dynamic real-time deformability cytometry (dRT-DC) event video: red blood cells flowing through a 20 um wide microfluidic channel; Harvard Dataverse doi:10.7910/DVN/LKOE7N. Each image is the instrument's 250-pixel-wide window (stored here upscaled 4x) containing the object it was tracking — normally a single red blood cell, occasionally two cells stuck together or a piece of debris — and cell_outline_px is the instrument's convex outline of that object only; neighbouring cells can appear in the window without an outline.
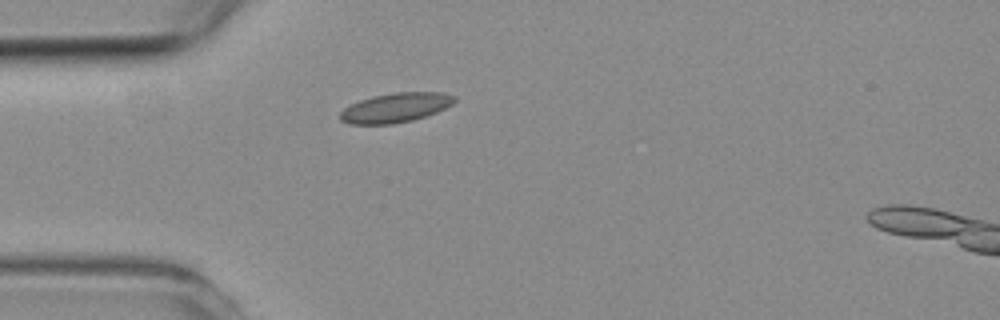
{"species": "common noctule bat (a hibernating species)", "species_latin": "Nyctalus noctula", "temperature_condition": "room temperature", "stored_images_in_passage": 1, "camera_frame_rate_fps": 3000, "um_per_image_px": 0.085, "animal": {"sex": "female", "body_mass_g": 19.3, "forearm_length_mm": 54.1}, "frame": {"image": 1, "passage_image": 1, "time_ms": 0.0, "image_size_px": [1000, 320], "cell_outline_px": [[456, 100], [452, 104], [436, 112], [412, 120], [392, 124], [352, 124], [340, 120], [340, 112], [344, 108], [360, 100], [372, 96], [396, 92], [444, 92], [456, 96]], "centroid_in_image_um": [33.63, 9.14], "position_along_channel_um": 51.4, "area_um2": 19.54}}